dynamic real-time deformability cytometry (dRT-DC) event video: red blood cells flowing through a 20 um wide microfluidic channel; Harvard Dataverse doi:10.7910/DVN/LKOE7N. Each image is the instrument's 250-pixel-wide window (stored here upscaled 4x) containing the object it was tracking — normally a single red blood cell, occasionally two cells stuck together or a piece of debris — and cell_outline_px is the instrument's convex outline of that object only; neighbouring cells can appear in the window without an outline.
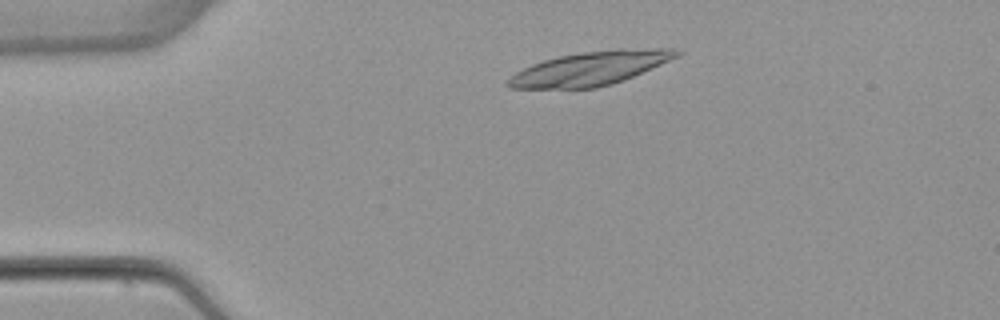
{"species": "common noctule bat (a hibernating species)", "species_latin": "Nyctalus noctula", "temperature_condition": "warm", "stored_images_in_passage": 49, "camera_frame_rate_fps": 3000, "um_per_image_px": 0.085, "animal": {"sex": "female", "body_mass_g": 22.7, "forearm_length_mm": 54.2}, "frame": {"image": 1, "passage_image": 7, "time_ms": 2.0, "image_size_px": [1000, 320], "cell_outline_px": [[684, 52], [680, 56], [624, 80], [612, 84], [596, 88], [508, 88], [504, 84], [516, 72], [532, 64], [544, 60], [560, 56], [584, 52], [616, 48], [680, 48]], "centroid_in_image_um": [50.25, 5.8], "position_along_channel_um": 34.7, "area_um2": 33.29}}
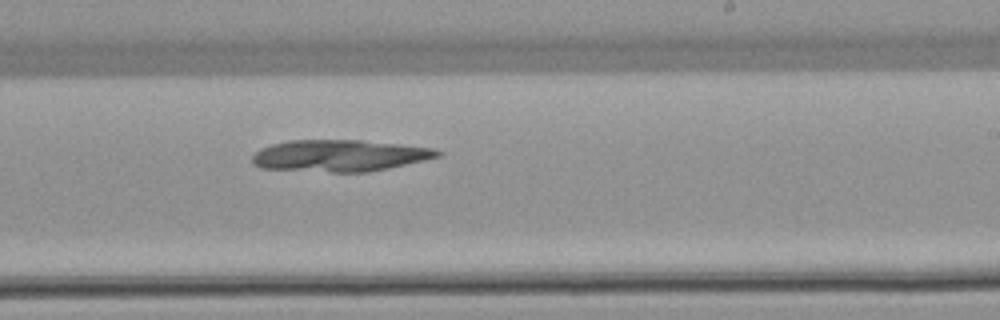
{"frame": {"image": 2, "passage_image": 28, "time_ms": 9.0, "image_size_px": [1000, 320], "cell_outline_px": [[444, 152], [440, 156], [424, 160], [388, 168], [368, 172], [332, 172], [260, 168], [252, 164], [252, 156], [260, 148], [272, 144], [288, 140], [360, 140], [400, 144], [436, 148]], "centroid_in_image_um": [28.87, 13.22], "position_along_channel_um": 260.1, "area_um2": 34.33}}
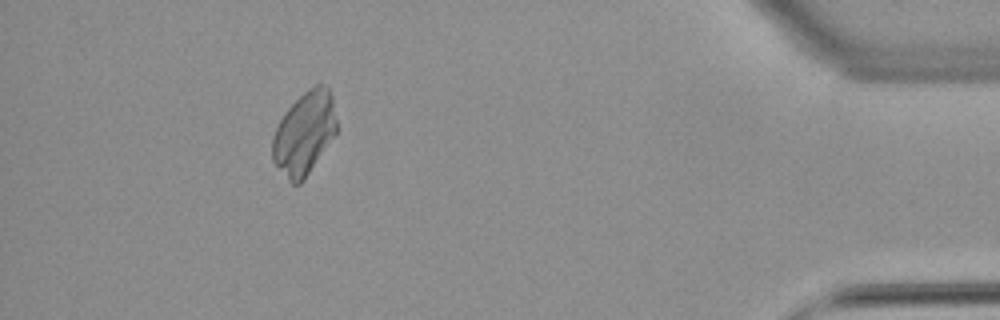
{"frame": {"image": 3, "passage_image": 44, "time_ms": 14.333, "image_size_px": [1000, 320], "cell_outline_px": [[336, 132], [304, 180], [300, 184], [292, 184], [288, 180], [272, 160], [272, 136], [284, 112], [308, 88], [316, 84], [320, 84], [328, 88], [332, 96], [336, 120]], "centroid_in_image_um": [25.85, 11.33], "position_along_channel_um": 409.4, "area_um2": 30.63}}